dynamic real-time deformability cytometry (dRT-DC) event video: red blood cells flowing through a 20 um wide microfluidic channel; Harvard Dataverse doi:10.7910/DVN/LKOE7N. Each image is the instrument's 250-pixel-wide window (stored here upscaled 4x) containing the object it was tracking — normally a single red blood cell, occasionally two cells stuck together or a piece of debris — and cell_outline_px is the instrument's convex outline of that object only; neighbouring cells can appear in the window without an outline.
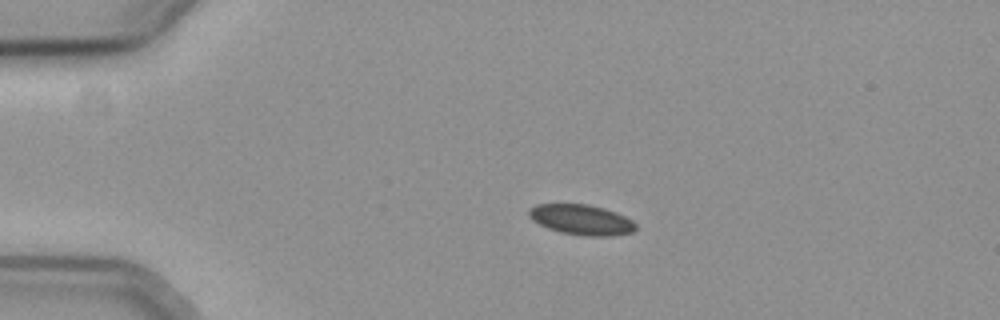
{"species": "common noctule bat (a hibernating species)", "species_latin": "Nyctalus noctula", "temperature_condition": "cold", "stored_images_in_passage": 45, "camera_frame_rate_fps": 3000, "um_per_image_px": 0.085, "animal": {"sex": "female", "body_mass_g": 19.3, "forearm_length_mm": 54.1}, "frame": {"image": 1, "passage_image": 1, "time_ms": 0.0, "image_size_px": [1000, 320], "cell_outline_px": [[636, 228], [632, 232], [612, 236], [584, 236], [560, 232], [548, 228], [532, 220], [528, 216], [528, 212], [536, 204], [588, 204], [604, 208], [616, 212], [632, 220], [636, 224]], "centroid_in_image_um": [49.43, 18.68], "position_along_channel_um": 35.6, "area_um2": 18.84}}
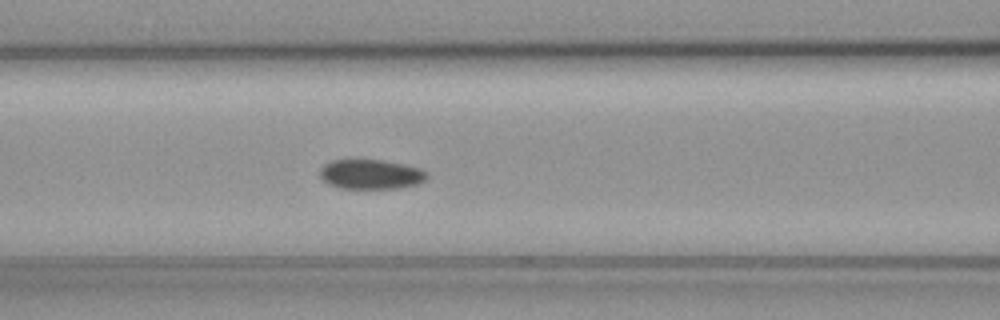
{"frame": {"image": 2, "passage_image": 13, "time_ms": 4.0, "image_size_px": [1000, 320], "cell_outline_px": [[428, 176], [420, 184], [396, 188], [340, 188], [328, 184], [320, 176], [320, 168], [324, 164], [332, 160], [384, 160], [404, 164], [420, 168]], "centroid_in_image_um": [31.51, 14.81], "position_along_channel_um": 135.1, "area_um2": 18.44}}
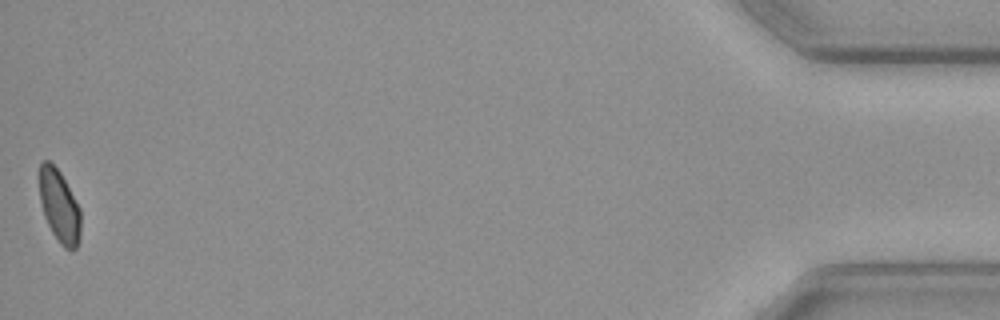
{"frame": {"image": 3, "passage_image": 45, "time_ms": 14.667, "image_size_px": [1000, 320], "cell_outline_px": [[80, 240], [76, 248], [72, 252], [64, 248], [60, 244], [52, 232], [44, 216], [40, 200], [40, 164], [44, 160], [48, 160], [60, 172], [80, 208]], "centroid_in_image_um": [5.06, 17.58], "position_along_channel_um": 430.1, "area_um2": 17.4}, "authors_computed_cell_mechanics": {"area_um2": 18.8428, "velocity_mm_per_s": 3.6872, "shape_relaxation_time_tau1_ms": 3.3224, "shape_relaxation_time_tau2_ms": null, "deformation_change_tau1": 0.0389, "deformation_change_tau2": null}}